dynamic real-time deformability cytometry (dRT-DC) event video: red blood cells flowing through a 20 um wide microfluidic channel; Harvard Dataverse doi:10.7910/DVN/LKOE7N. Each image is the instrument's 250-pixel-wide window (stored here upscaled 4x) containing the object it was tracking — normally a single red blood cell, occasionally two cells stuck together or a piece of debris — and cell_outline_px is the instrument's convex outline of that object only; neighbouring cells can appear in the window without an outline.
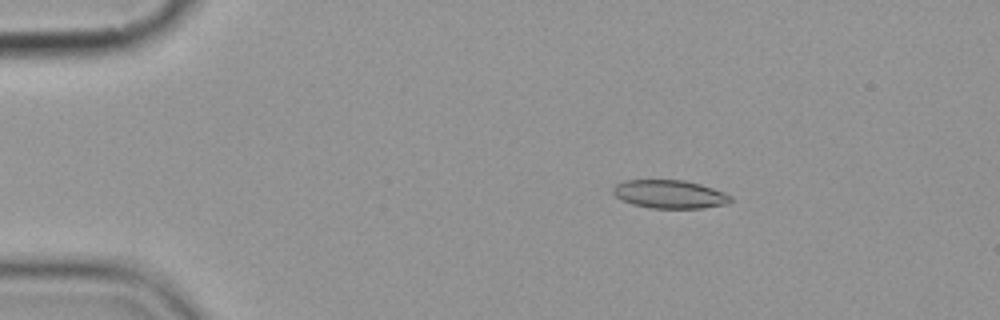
{"species": "common noctule bat (a hibernating species)", "species_latin": "Nyctalus noctula", "temperature_condition": "cold", "stored_images_in_passage": 4, "camera_frame_rate_fps": 3000, "um_per_image_px": 0.085, "animal": {"sex": "female", "body_mass_g": 19.9}, "frame": {"image": 1, "passage_image": 2, "time_ms": 1.0, "image_size_px": [1000, 320], "cell_outline_px": [[732, 200], [728, 204], [704, 208], [652, 208], [632, 204], [616, 196], [612, 192], [612, 188], [616, 184], [624, 180], [684, 180], [700, 184], [724, 192], [732, 196]], "centroid_in_image_um": [56.94, 16.51], "position_along_channel_um": 28.1, "area_um2": 19.42}}